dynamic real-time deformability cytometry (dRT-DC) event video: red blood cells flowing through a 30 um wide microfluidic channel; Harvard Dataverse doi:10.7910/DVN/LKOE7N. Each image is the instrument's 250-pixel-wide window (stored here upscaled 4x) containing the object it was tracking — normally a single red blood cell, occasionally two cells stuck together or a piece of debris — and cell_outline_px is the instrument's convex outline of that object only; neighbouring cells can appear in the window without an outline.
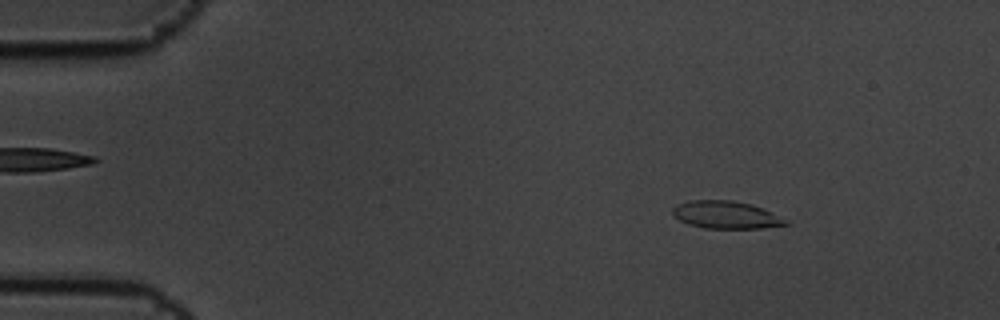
{"species": "common noctule bat (a hibernating species)", "species_latin": "Nyctalus noctula", "temperature_condition": "cold", "stored_images_in_passage": 4, "camera_frame_rate_fps": 3000, "um_per_image_px": 0.085, "animal": {"sex": "male", "body_mass_g": 19.5, "forearm_length_mm": 54.6}, "frame": {"image": 1, "passage_image": 2, "time_ms": 0.333, "image_size_px": [1000, 320], "cell_outline_px": [[792, 224], [760, 228], [704, 228], [688, 224], [680, 220], [672, 212], [672, 208], [676, 204], [688, 200], [732, 200], [752, 204], [764, 208], [788, 220]], "centroid_in_image_um": [61.74, 18.25], "position_along_channel_um": 23.3, "area_um2": 18.32}}
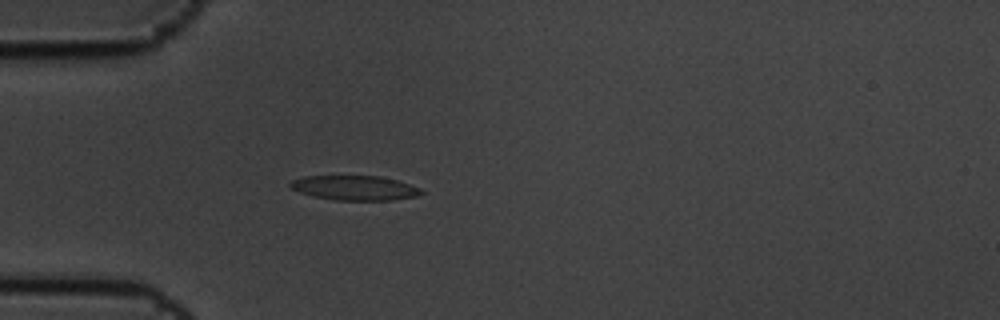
{"frame": {"image": 2, "passage_image": 4, "time_ms": 1.0, "image_size_px": [1000, 320], "cell_outline_px": [[424, 192], [416, 196], [392, 200], [336, 200], [312, 196], [300, 192], [292, 188], [288, 184], [292, 180], [304, 176], [380, 176], [396, 180], [420, 188]], "centroid_in_image_um": [30.13, 15.97], "position_along_channel_um": 54.9, "area_um2": 18.67}}